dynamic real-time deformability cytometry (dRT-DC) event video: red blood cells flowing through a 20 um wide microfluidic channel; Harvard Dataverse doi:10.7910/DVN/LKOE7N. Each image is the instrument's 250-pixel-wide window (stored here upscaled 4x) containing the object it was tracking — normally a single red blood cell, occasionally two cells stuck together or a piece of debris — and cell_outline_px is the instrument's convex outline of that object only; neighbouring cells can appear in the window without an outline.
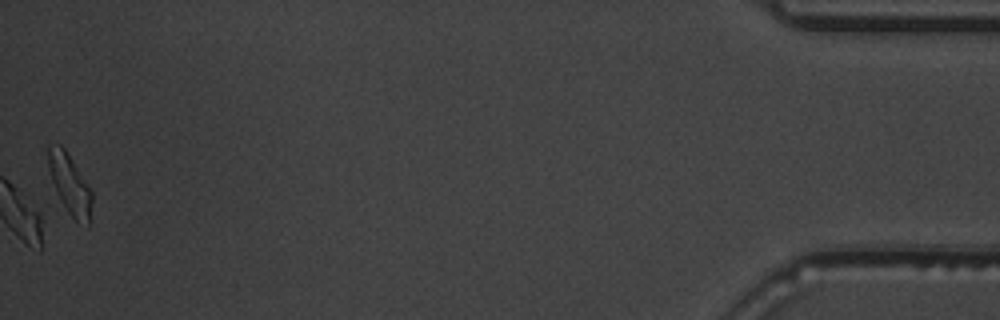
{"species": "common noctule bat (a hibernating species)", "species_latin": "Nyctalus noctula", "temperature_condition": "warm", "stored_images_in_passage": 54, "camera_frame_rate_fps": 3000, "um_per_image_px": 0.085, "animal": {"sex": "male", "body_mass_g": 19.5, "forearm_length_mm": 54.6}, "frame": {"image": 1, "passage_image": 54, "time_ms": 17.667, "image_size_px": [1000, 320], "cell_outline_px": [[92, 200], [88, 228], [76, 220], [68, 212], [60, 200], [56, 192], [48, 168], [48, 144], [60, 144], [64, 148], [88, 184], [92, 192]], "centroid_in_image_um": [5.93, 15.66], "position_along_channel_um": 429.3, "area_um2": 15.14}, "authors_computed_cell_mechanics": {"area_um2": 17.051, "velocity_mm_per_s": 3.7067, "shape_relaxation_time_tau1_ms": 1.7499, "shape_relaxation_time_tau2_ms": 2.7377, "deformation_change_tau1": 0.0915, "deformation_change_tau2": 0.0431}}